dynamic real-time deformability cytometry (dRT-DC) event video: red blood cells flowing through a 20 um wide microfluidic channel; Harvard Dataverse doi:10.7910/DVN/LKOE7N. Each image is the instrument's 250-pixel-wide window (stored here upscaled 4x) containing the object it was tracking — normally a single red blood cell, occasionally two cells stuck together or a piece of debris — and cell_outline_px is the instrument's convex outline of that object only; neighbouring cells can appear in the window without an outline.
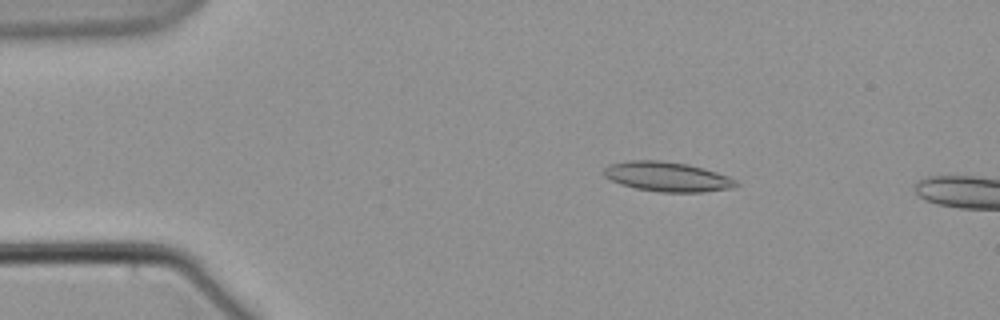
{"species": "common noctule bat (a hibernating species)", "species_latin": "Nyctalus noctula", "temperature_condition": "warm", "stored_images_in_passage": 7, "camera_frame_rate_fps": 3000, "um_per_image_px": 0.085, "animal": {"sex": "male", "body_mass_g": 21.5, "forearm_length_mm": 52.0}, "frame": {"image": 1, "passage_image": 4, "time_ms": 3.333, "image_size_px": [1000, 320], "cell_outline_px": [[740, 184], [732, 188], [704, 192], [660, 192], [636, 188], [620, 184], [604, 176], [604, 168], [608, 164], [628, 160], [660, 160], [688, 164], [704, 168], [728, 176], [736, 180]], "centroid_in_image_um": [56.72, 15.01], "position_along_channel_um": 28.3, "area_um2": 22.95}}